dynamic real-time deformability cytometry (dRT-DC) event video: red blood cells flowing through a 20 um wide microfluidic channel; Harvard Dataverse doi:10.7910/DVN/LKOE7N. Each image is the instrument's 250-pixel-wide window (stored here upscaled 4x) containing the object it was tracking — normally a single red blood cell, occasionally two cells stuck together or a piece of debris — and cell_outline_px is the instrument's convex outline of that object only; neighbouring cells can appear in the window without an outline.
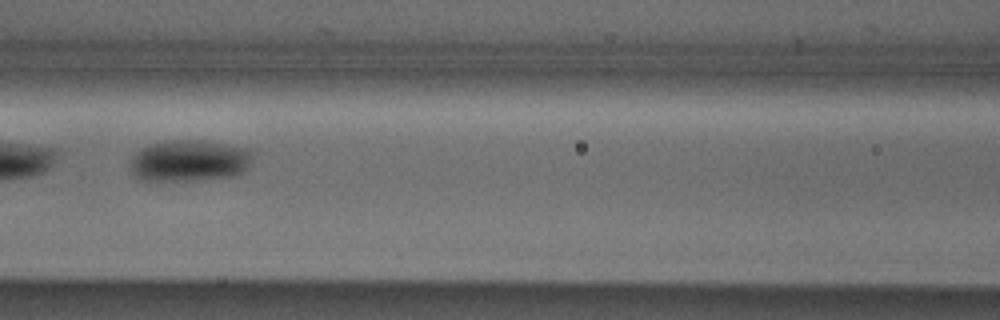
{"species": "Egyptian fruit bat (a non-hibernating species)", "species_latin": "Rousettus aegyptiacus", "temperature_condition": "cold", "stored_images_in_passage": 5, "camera_frame_rate_fps": 3000, "um_per_image_px": 0.085, "animal": {"sex": "male"}, "frame": {"image": 1, "passage_image": 5, "time_ms": 4.667, "image_size_px": [1000, 320], "cell_outline_px": [[256, 148], [248, 168], [244, 172], [236, 176], [192, 180], [140, 180], [132, 172], [132, 156], [140, 148], [148, 144], [164, 140], [200, 140]], "centroid_in_image_um": [16.17, 13.63], "position_along_channel_um": 150.4, "area_um2": 30.17}}